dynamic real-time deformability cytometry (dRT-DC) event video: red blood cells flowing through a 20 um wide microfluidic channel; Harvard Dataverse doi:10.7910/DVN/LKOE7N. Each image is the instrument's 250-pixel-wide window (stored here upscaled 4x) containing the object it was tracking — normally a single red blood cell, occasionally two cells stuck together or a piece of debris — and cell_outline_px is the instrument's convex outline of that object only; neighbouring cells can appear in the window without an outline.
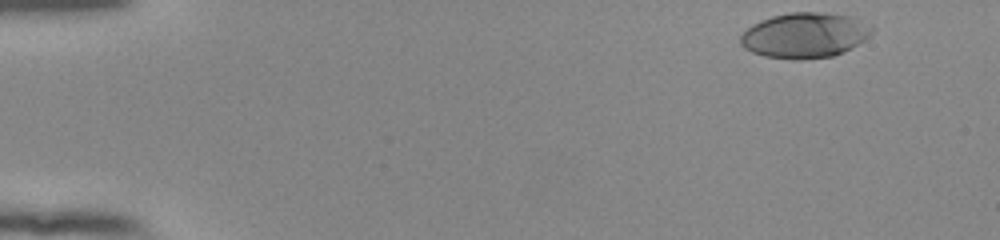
{"species": "human", "species_latin": "Homo sapiens", "temperature_condition": "room temperature", "stored_images_in_passage": 50, "camera_frame_rate_fps": 3000, "um_per_image_px": 0.085, "donor": {"sex": "female"}, "frame": {"image": 1, "passage_image": 1, "time_ms": 0.0, "image_size_px": [1000, 240], "cell_outline_px": [[876, 28], [864, 40], [852, 48], [844, 52], [832, 56], [800, 60], [792, 60], [764, 56], [752, 52], [744, 48], [740, 44], [740, 36], [752, 24], [760, 20], [772, 16], [788, 12], [824, 12], [856, 16], [872, 24]], "centroid_in_image_um": [68.45, 2.99], "position_along_channel_um": 16.5, "area_um2": 35.37}}
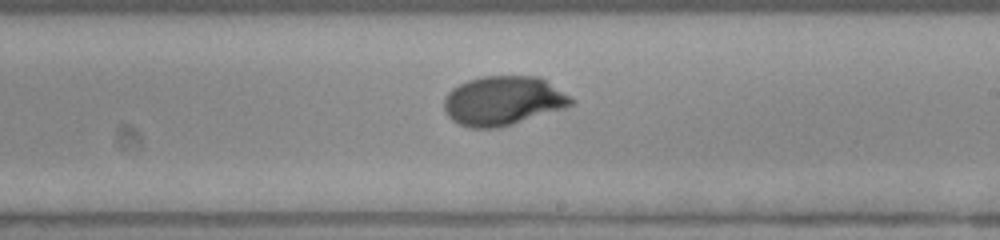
{"frame": {"image": 2, "passage_image": 29, "time_ms": 9.333, "image_size_px": [1000, 240], "cell_outline_px": [[576, 100], [572, 104], [564, 108], [500, 128], [468, 128], [452, 120], [448, 116], [444, 108], [444, 96], [452, 88], [468, 80], [480, 76], [540, 76]], "centroid_in_image_um": [42.75, 8.56], "position_along_channel_um": 246.3, "area_um2": 36.59}}
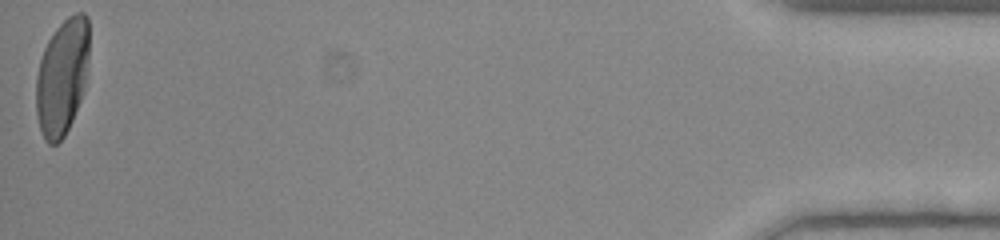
{"frame": {"image": 3, "passage_image": 50, "time_ms": 16.333, "image_size_px": [1000, 240], "cell_outline_px": [[88, 60], [84, 88], [80, 100], [72, 120], [64, 136], [56, 144], [48, 144], [44, 140], [36, 116], [36, 76], [40, 60], [44, 48], [48, 40], [56, 28], [68, 16], [76, 12], [84, 12], [88, 16]], "centroid_in_image_um": [5.27, 6.52], "position_along_channel_um": 429.9, "area_um2": 35.95}, "authors_computed_cell_mechanics": {"area_um2": 35.6626, "velocity_mm_per_s": 3.8642, "shape_relaxation_time_tau1_ms": 2.9452, "shape_relaxation_time_tau2_ms": null, "deformation_change_tau1": 0.1707, "deformation_change_tau2": null}}